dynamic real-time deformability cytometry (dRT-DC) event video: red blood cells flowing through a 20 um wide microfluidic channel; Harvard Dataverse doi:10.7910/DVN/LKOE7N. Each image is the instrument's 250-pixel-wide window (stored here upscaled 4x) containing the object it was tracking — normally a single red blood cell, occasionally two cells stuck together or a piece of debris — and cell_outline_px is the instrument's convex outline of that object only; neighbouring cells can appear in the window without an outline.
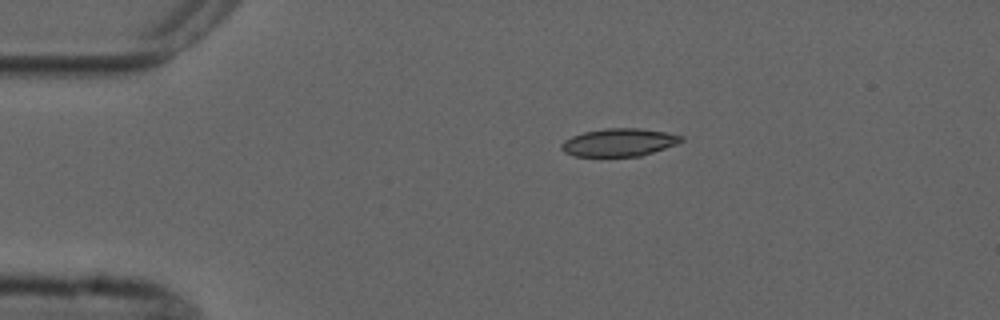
{"species": "common noctule bat (a hibernating species)", "species_latin": "Nyctalus noctula", "temperature_condition": "cold", "stored_images_in_passage": 3, "camera_frame_rate_fps": 3000, "um_per_image_px": 0.085, "animal": {"sex": "male", "forearm_length_mm": 52.5}, "frame": {"image": 1, "passage_image": 3, "time_ms": 3.333, "image_size_px": [1000, 320], "cell_outline_px": [[684, 140], [676, 144], [640, 156], [572, 156], [564, 152], [560, 148], [560, 144], [564, 140], [572, 136], [584, 132], [604, 128], [640, 128], [664, 132], [684, 136]], "centroid_in_image_um": [52.58, 12.1], "position_along_channel_um": 32.4, "area_um2": 19.42}}